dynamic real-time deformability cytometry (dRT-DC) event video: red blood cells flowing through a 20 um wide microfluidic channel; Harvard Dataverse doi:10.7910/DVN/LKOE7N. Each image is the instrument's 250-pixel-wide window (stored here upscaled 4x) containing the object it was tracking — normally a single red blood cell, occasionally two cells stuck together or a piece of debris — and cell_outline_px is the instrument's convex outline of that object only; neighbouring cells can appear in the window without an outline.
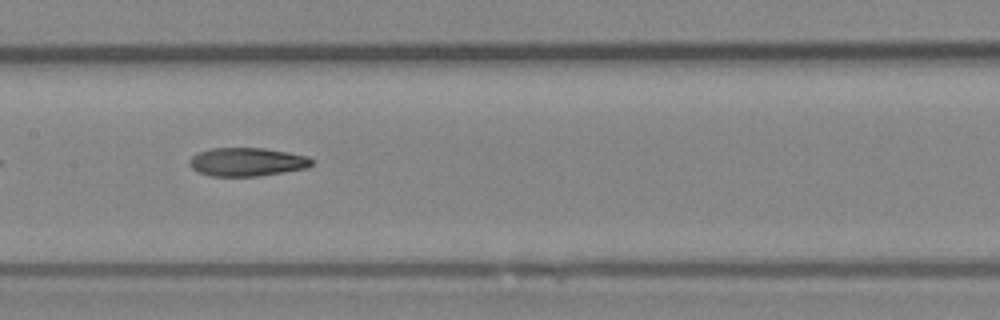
{"species": "Egyptian fruit bat (a non-hibernating species)", "species_latin": "Rousettus aegyptiacus", "temperature_condition": "room temperature", "stored_images_in_passage": 35, "camera_frame_rate_fps": 3000, "um_per_image_px": 0.085, "animal": {"sex": "female"}, "frame": {"image": 1, "passage_image": 11, "time_ms": 3.333, "image_size_px": [1000, 320], "cell_outline_px": [[312, 164], [308, 168], [284, 172], [256, 176], [212, 176], [196, 172], [188, 164], [188, 160], [196, 152], [212, 148], [264, 148], [288, 152], [308, 156], [312, 160]], "centroid_in_image_um": [20.96, 13.76], "position_along_channel_um": 186.4, "area_um2": 20.46}}
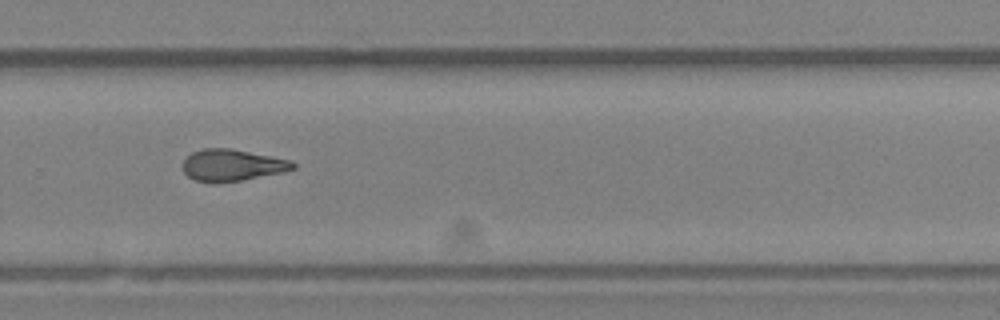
{"frame": {"image": 2, "passage_image": 20, "time_ms": 6.333, "image_size_px": [1000, 320], "cell_outline_px": [[296, 168], [284, 172], [240, 180], [216, 184], [212, 184], [196, 180], [188, 176], [184, 172], [184, 160], [192, 152], [204, 148], [228, 148], [272, 156], [292, 160], [296, 164]], "centroid_in_image_um": [19.75, 14.05], "position_along_channel_um": 310.0, "area_um2": 20.4}, "authors_computed_cell_mechanics": {"area_um2": 20.6346, "velocity_mm_per_s": 4.1375, "shape_relaxation_time_tau1_ms": null, "shape_relaxation_time_tau2_ms": 7.3505, "deformation_change_tau1": null, "deformation_change_tau2": 0.2043}}